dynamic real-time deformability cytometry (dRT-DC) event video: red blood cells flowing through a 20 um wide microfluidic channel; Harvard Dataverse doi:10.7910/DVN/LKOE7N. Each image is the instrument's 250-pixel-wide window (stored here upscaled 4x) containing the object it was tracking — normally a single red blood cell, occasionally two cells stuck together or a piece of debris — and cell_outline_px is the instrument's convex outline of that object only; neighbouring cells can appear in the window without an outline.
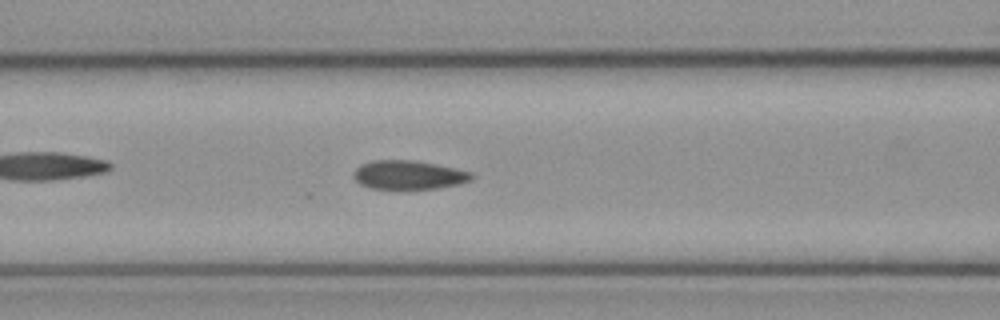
{"species": "common noctule bat (a hibernating species)", "species_latin": "Nyctalus noctula", "temperature_condition": "cold", "stored_images_in_passage": 46, "camera_frame_rate_fps": 3000, "um_per_image_px": 0.085, "animal": {"sex": "female", "body_mass_g": 21.9}, "frame": {"image": 1, "passage_image": 14, "time_ms": 4.333, "image_size_px": [1000, 320], "cell_outline_px": [[476, 176], [472, 180], [456, 184], [436, 188], [372, 188], [360, 184], [352, 176], [352, 172], [360, 164], [372, 160], [416, 160], [456, 168], [472, 172]], "centroid_in_image_um": [34.73, 14.84], "position_along_channel_um": 131.9, "area_um2": 19.83}}
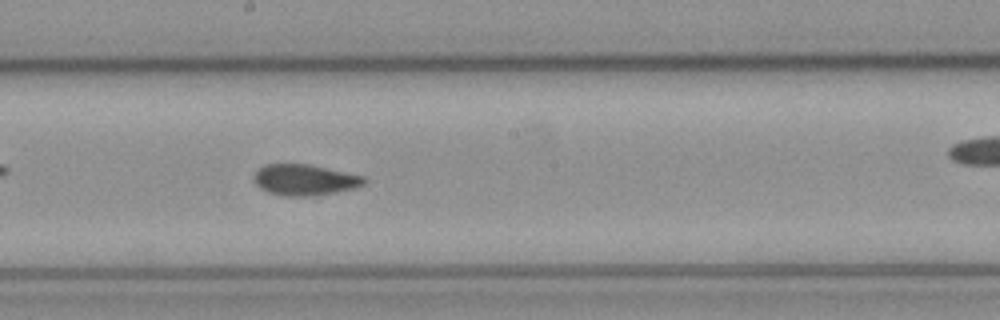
{"frame": {"image": 2, "passage_image": 21, "time_ms": 6.667, "image_size_px": [1000, 320], "cell_outline_px": [[368, 180], [364, 184], [316, 200], [284, 196], [268, 192], [260, 188], [252, 180], [252, 176], [264, 164], [308, 164], [364, 176]], "centroid_in_image_um": [25.92, 15.35], "position_along_channel_um": 222.3, "area_um2": 20.87}}
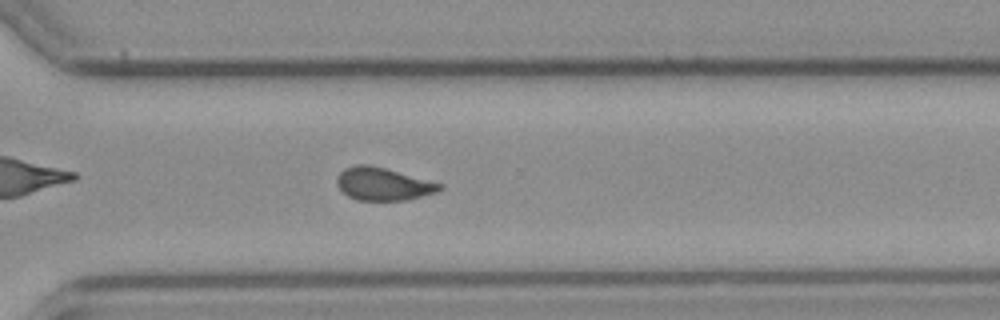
{"frame": {"image": 3, "passage_image": 30, "time_ms": 9.667, "image_size_px": [1000, 320], "cell_outline_px": [[444, 188], [436, 192], [408, 200], [356, 200], [348, 196], [336, 184], [336, 176], [344, 168], [356, 164], [368, 164], [384, 168], [444, 184]], "centroid_in_image_um": [32.55, 15.64], "position_along_channel_um": 338.0, "area_um2": 19.65}, "authors_computed_cell_mechanics": {"area_um2": 20.1144, "velocity_mm_per_s": 3.8724, "shape_relaxation_time_tau1_ms": 5.6825, "shape_relaxation_time_tau2_ms": null, "deformation_change_tau1": 0.1241, "deformation_change_tau2": null}}